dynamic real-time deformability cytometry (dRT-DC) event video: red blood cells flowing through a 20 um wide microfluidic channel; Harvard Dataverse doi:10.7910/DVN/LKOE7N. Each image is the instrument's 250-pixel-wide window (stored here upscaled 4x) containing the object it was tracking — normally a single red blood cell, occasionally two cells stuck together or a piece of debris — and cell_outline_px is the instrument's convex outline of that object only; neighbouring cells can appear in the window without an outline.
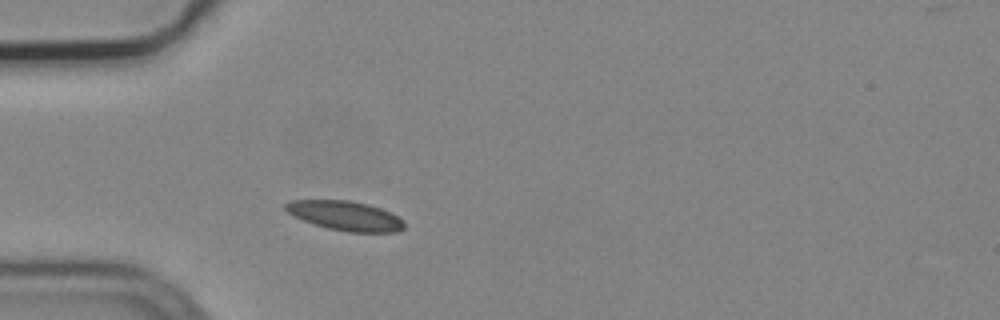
{"species": "common noctule bat (a hibernating species)", "species_latin": "Nyctalus noctula", "temperature_condition": "cold", "stored_images_in_passage": 1, "camera_frame_rate_fps": 3000, "um_per_image_px": 0.085, "animal": {"sex": "male", "body_mass_g": 19.2, "forearm_length_mm": 51.8}, "frame": {"image": 1, "passage_image": 1, "time_ms": 0.0, "image_size_px": [1000, 320], "cell_outline_px": [[404, 228], [396, 232], [348, 232], [328, 228], [304, 220], [288, 212], [284, 208], [284, 204], [288, 200], [348, 200], [368, 204], [380, 208], [404, 220]], "centroid_in_image_um": [29.35, 18.33], "position_along_channel_um": 55.6, "area_um2": 20.17}}